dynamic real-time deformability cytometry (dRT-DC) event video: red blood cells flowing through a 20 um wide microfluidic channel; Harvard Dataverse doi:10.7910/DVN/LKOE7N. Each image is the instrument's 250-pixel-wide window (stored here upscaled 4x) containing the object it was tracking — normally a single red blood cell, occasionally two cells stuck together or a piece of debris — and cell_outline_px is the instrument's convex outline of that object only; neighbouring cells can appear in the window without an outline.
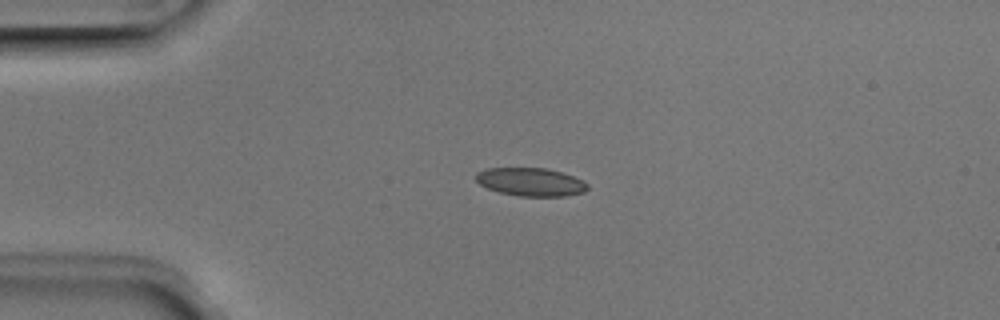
{"species": "Egyptian fruit bat (a non-hibernating species)", "species_latin": "Rousettus aegyptiacus", "temperature_condition": "room temperature", "stored_images_in_passage": 4, "camera_frame_rate_fps": 3000, "um_per_image_px": 0.085, "animal": {"sex": "male"}, "frame": {"image": 1, "passage_image": 3, "time_ms": 0.667, "image_size_px": [1000, 320], "cell_outline_px": [[588, 188], [584, 192], [564, 196], [520, 196], [500, 192], [488, 188], [480, 184], [476, 180], [476, 172], [488, 168], [548, 168], [584, 180], [588, 184]], "centroid_in_image_um": [45.12, 15.46], "position_along_channel_um": 39.9, "area_um2": 18.26}}